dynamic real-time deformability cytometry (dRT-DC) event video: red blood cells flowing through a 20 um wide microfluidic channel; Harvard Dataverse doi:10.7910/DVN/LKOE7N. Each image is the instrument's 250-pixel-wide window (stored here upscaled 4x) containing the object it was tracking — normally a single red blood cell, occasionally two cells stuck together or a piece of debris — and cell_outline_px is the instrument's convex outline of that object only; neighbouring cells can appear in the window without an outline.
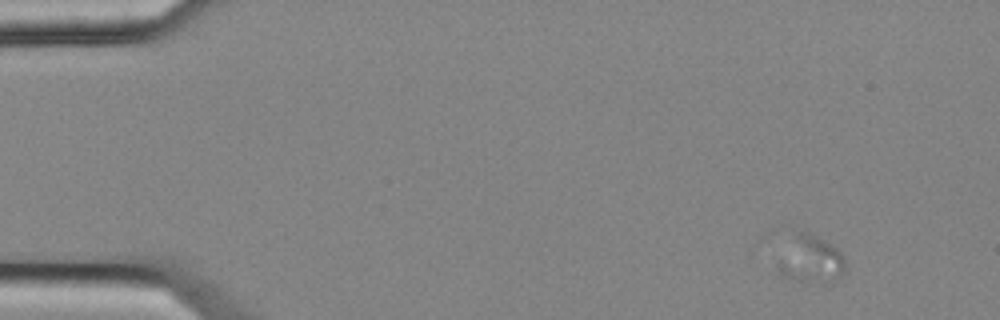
{"species": "common noctule bat (a hibernating species)", "species_latin": "Nyctalus noctula", "temperature_condition": "cold", "stored_images_in_passage": 6, "camera_frame_rate_fps": 3000, "um_per_image_px": 0.085, "animal": {"sex": "female", "body_mass_g": 25.1}, "frame": {"image": 1, "passage_image": 2, "time_ms": 0.333, "image_size_px": [1000, 320], "cell_outline_px": [[848, 264], [844, 272], [832, 284], [820, 284], [800, 280], [784, 276], [776, 268], [780, 260], [796, 236], [800, 232], [808, 232], [824, 240], [836, 248], [840, 252]], "centroid_in_image_um": [69.04, 22.14], "position_along_channel_um": 16.0, "area_um2": 18.03}}
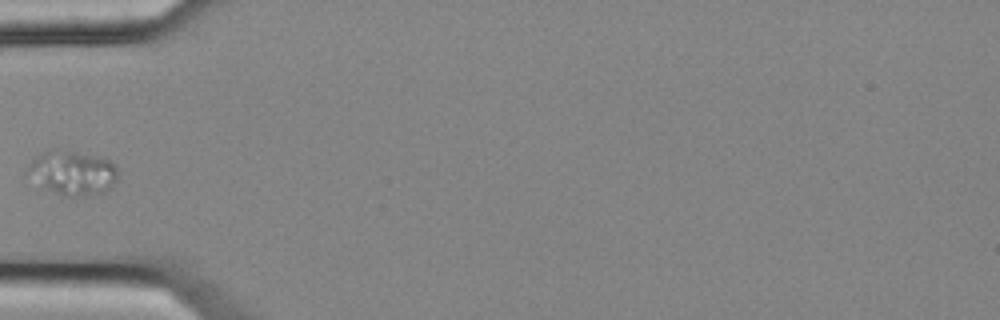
{"frame": {"image": 2, "passage_image": 5, "time_ms": 1.333, "image_size_px": [1000, 320], "cell_outline_px": [[116, 180], [108, 188], [100, 192], [72, 200], [40, 188], [32, 168], [32, 160], [40, 152], [48, 148], [52, 148], [100, 156], [116, 164]], "centroid_in_image_um": [6.2, 14.7], "position_along_channel_um": 78.8, "area_um2": 23.24}}
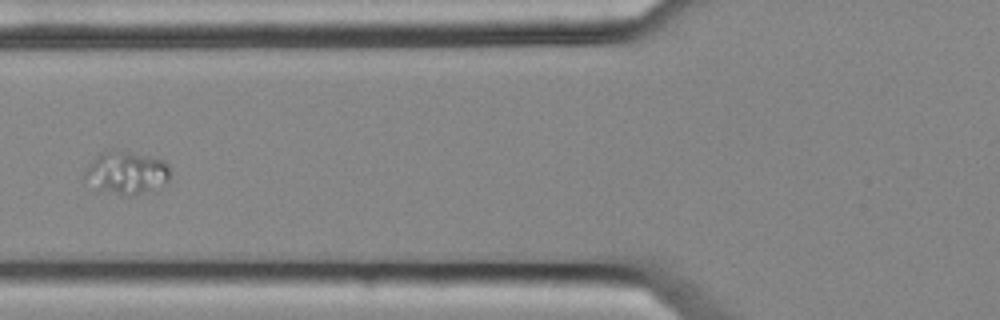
{"frame": {"image": 3, "passage_image": 6, "time_ms": 1.667, "image_size_px": [1000, 320], "cell_outline_px": [[168, 184], [136, 196], [124, 196], [96, 192], [84, 176], [84, 172], [88, 164], [104, 148], [116, 148], [164, 160], [168, 164]], "centroid_in_image_um": [10.69, 14.69], "position_along_channel_um": 115.1, "area_um2": 22.31}}